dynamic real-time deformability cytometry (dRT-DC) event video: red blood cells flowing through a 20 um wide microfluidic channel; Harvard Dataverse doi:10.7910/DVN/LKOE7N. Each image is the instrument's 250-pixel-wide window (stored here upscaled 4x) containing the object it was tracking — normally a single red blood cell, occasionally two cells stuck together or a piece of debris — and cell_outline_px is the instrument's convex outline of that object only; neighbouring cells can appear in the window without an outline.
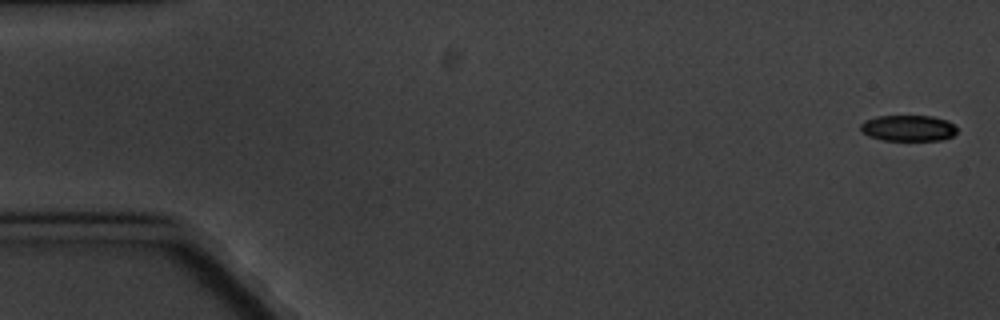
{"species": "common noctule bat (a hibernating species)", "species_latin": "Nyctalus noctula", "temperature_condition": "cold", "stored_images_in_passage": 6, "camera_frame_rate_fps": 3000, "um_per_image_px": 0.085, "animal": {"sex": "male", "body_mass_g": 20.1, "forearm_length_mm": 53.5}, "frame": {"image": 1, "passage_image": 1, "time_ms": 0.0, "image_size_px": [1000, 320], "cell_outline_px": [[956, 132], [952, 136], [940, 140], [884, 140], [868, 136], [860, 132], [860, 124], [864, 120], [876, 116], [932, 116], [948, 120], [956, 128]], "centroid_in_image_um": [77.15, 10.88], "position_along_channel_um": 7.9, "area_um2": 14.68}}